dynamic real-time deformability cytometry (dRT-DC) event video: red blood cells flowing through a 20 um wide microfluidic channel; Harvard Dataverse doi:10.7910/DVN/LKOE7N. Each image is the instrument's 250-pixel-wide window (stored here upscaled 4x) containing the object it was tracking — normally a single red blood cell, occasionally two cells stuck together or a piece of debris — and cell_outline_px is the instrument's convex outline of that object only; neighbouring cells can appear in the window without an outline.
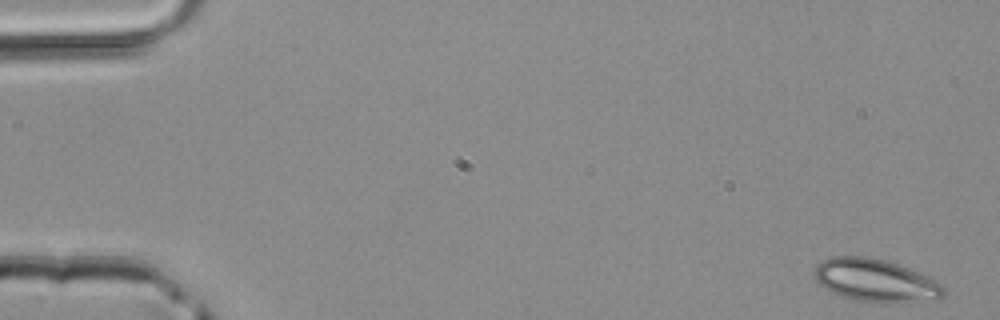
{"species": "common noctule bat (a hibernating species)", "species_latin": "Nyctalus noctula", "temperature_condition": "room temperature", "stored_images_in_passage": 47, "camera_frame_rate_fps": 3000, "um_per_image_px": 0.085, "animal": {"sex": "male", "body_mass_g": 20.4}, "frame": {"image": 1, "passage_image": 1, "time_ms": 0.0, "image_size_px": [1000, 320], "cell_outline_px": [[944, 296], [896, 300], [856, 300], [832, 292], [820, 284], [816, 280], [812, 272], [816, 264], [820, 260], [832, 256], [868, 256], [900, 264], [928, 276], [940, 284], [944, 288]], "centroid_in_image_um": [74.28, 23.74], "position_along_channel_um": 10.7, "area_um2": 30.92}}
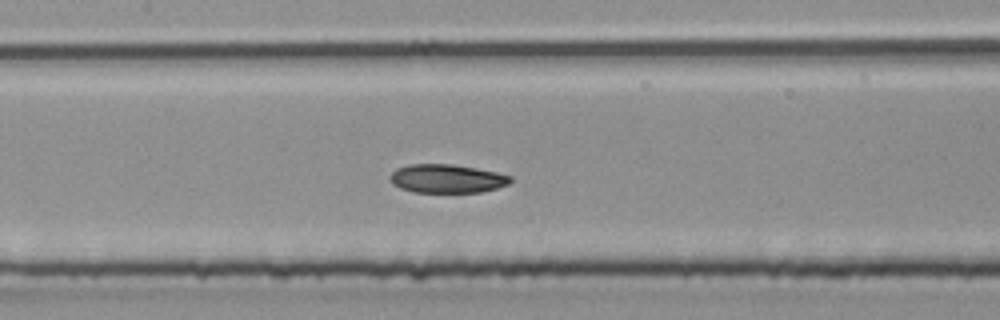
{"frame": {"image": 2, "passage_image": 22, "time_ms": 7.0, "image_size_px": [1000, 320], "cell_outline_px": [[512, 180], [508, 184], [496, 188], [480, 192], [412, 192], [400, 188], [392, 184], [388, 176], [396, 168], [408, 164], [452, 164], [476, 168], [496, 172], [512, 176]], "centroid_in_image_um": [37.95, 15.18], "position_along_channel_um": 169.5, "area_um2": 20.17}}
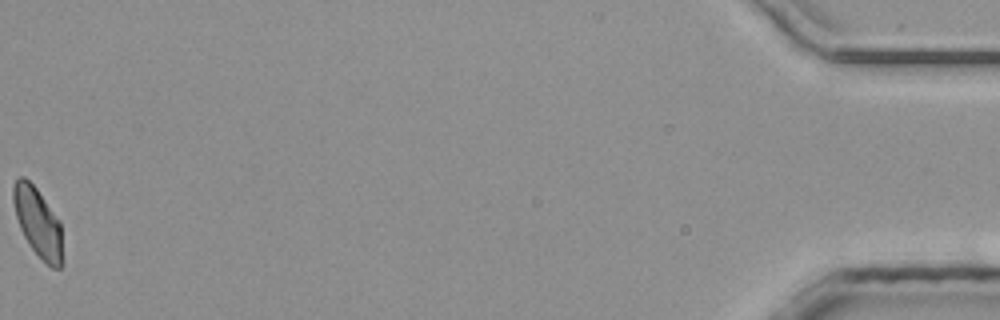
{"frame": {"image": 3, "passage_image": 47, "time_ms": 15.333, "image_size_px": [1000, 320], "cell_outline_px": [[64, 264], [60, 268], [52, 268], [32, 248], [24, 236], [20, 228], [16, 216], [12, 200], [12, 184], [20, 176], [24, 176], [36, 188], [60, 220]], "centroid_in_image_um": [3.23, 18.9], "position_along_channel_um": 432.0, "area_um2": 19.94}}